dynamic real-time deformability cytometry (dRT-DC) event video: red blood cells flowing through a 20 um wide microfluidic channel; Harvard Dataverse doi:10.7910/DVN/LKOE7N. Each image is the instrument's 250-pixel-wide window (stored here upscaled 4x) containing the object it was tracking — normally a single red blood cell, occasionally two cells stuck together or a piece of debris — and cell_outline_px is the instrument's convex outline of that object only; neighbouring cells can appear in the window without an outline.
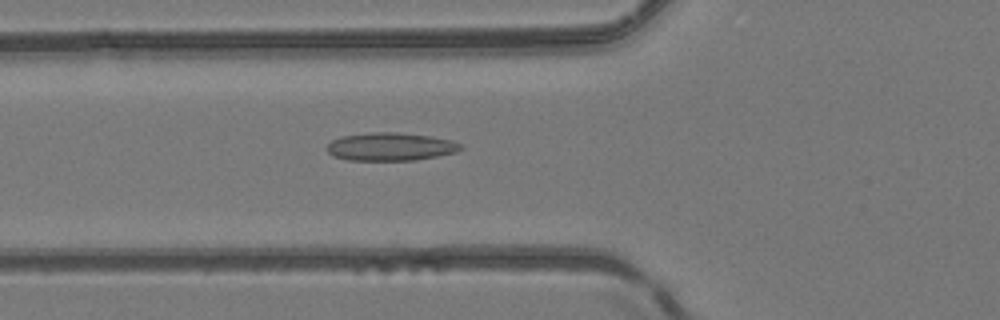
{"species": "common noctule bat (a hibernating species)", "species_latin": "Nyctalus noctula", "temperature_condition": "room temperature", "stored_images_in_passage": 36, "camera_frame_rate_fps": 3000, "um_per_image_px": 0.085, "animal": {"sex": "female", "body_mass_g": 24.6, "forearm_length_mm": 56.2}, "frame": {"image": 1, "passage_image": 14, "time_ms": 4.333, "image_size_px": [1000, 320], "cell_outline_px": [[464, 148], [456, 152], [416, 160], [348, 160], [332, 156], [324, 148], [332, 140], [340, 136], [368, 132], [396, 132], [432, 136], [452, 140], [464, 144]], "centroid_in_image_um": [33.19, 12.46], "position_along_channel_um": 92.6, "area_um2": 22.2}}
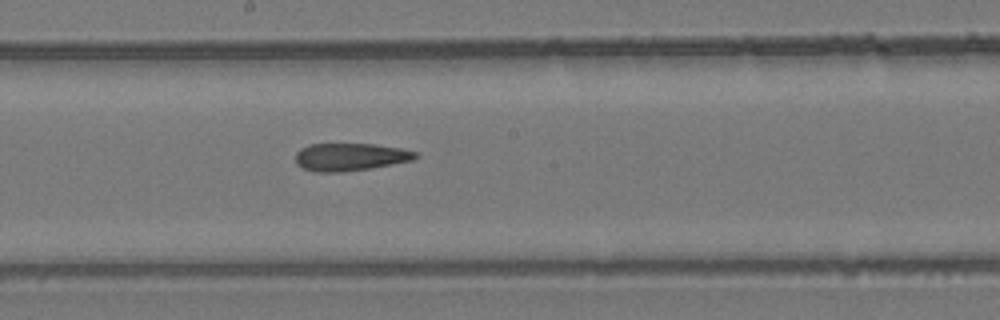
{"frame": {"image": 2, "passage_image": 23, "time_ms": 7.333, "image_size_px": [1000, 320], "cell_outline_px": [[420, 156], [412, 160], [368, 168], [340, 172], [316, 172], [304, 168], [296, 164], [296, 152], [300, 148], [308, 144], [376, 144], [400, 148], [416, 152]], "centroid_in_image_um": [29.74, 13.33], "position_along_channel_um": 218.5, "area_um2": 19.19}}
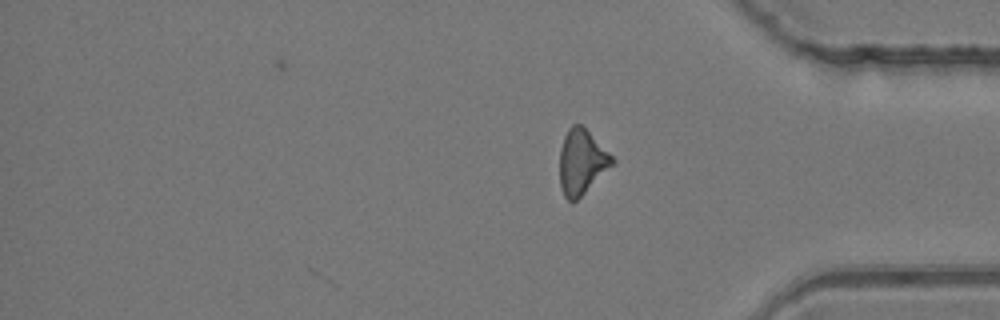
{"frame": {"image": 3, "passage_image": 36, "time_ms": 11.667, "image_size_px": [1000, 320], "cell_outline_px": [[616, 160], [576, 200], [568, 200], [564, 196], [560, 184], [560, 148], [564, 136], [568, 128], [572, 124], [580, 124]], "centroid_in_image_um": [49.4, 13.74], "position_along_channel_um": 385.8, "area_um2": 19.13}, "authors_computed_cell_mechanics": {"area_um2": 20.0566, "velocity_mm_per_s": 4.1705, "shape_relaxation_time_tau1_ms": null, "shape_relaxation_time_tau2_ms": 9.5068, "deformation_change_tau1": null, "deformation_change_tau2": 0.2481}}